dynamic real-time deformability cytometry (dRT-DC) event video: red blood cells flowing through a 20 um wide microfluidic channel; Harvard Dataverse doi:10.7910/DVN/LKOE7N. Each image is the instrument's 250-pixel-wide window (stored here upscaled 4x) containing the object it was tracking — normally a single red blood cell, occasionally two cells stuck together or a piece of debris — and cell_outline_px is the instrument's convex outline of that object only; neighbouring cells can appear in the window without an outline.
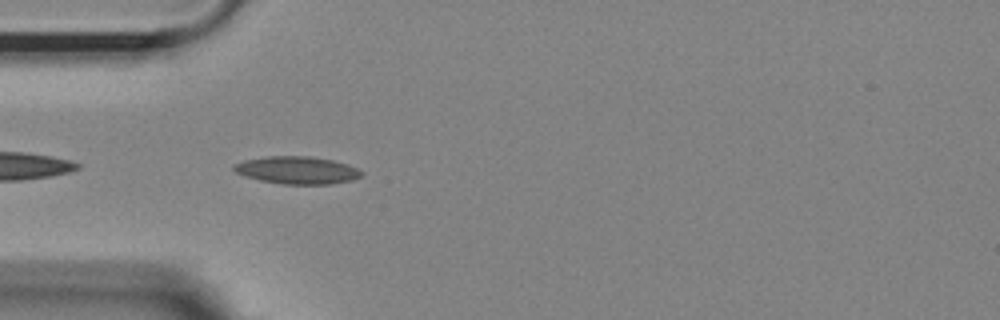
{"species": "Egyptian fruit bat (a non-hibernating species)", "species_latin": "Rousettus aegyptiacus", "temperature_condition": "room temperature", "stored_images_in_passage": 40, "camera_frame_rate_fps": 3000, "um_per_image_px": 0.085, "animal": {"sex": "female"}, "frame": {"image": 1, "passage_image": 2, "time_ms": 0.333, "image_size_px": [1000, 320], "cell_outline_px": [[364, 176], [352, 180], [332, 184], [280, 184], [260, 180], [244, 176], [236, 172], [232, 168], [232, 164], [244, 160], [268, 156], [312, 156], [332, 160], [348, 164], [364, 172]], "centroid_in_image_um": [25.26, 14.46], "position_along_channel_um": 59.7, "area_um2": 20.69}}
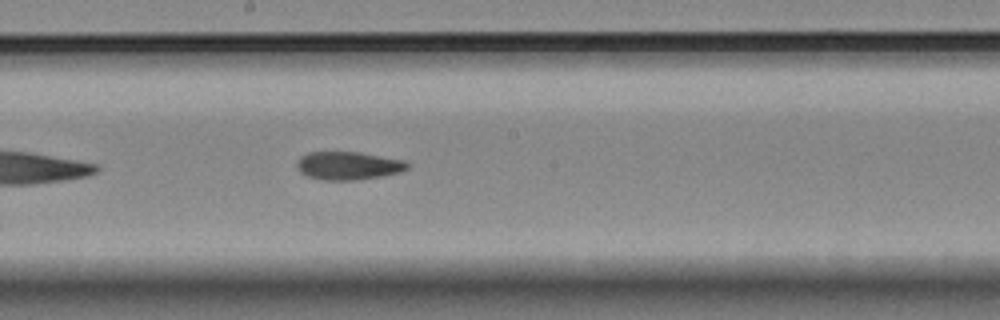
{"frame": {"image": 2, "passage_image": 15, "time_ms": 4.667, "image_size_px": [1000, 320], "cell_outline_px": [[412, 164], [408, 168], [400, 172], [384, 176], [356, 180], [320, 180], [304, 176], [296, 168], [296, 164], [308, 152], [360, 152], [404, 160]], "centroid_in_image_um": [29.63, 14.09], "position_along_channel_um": 218.6, "area_um2": 18.32}}
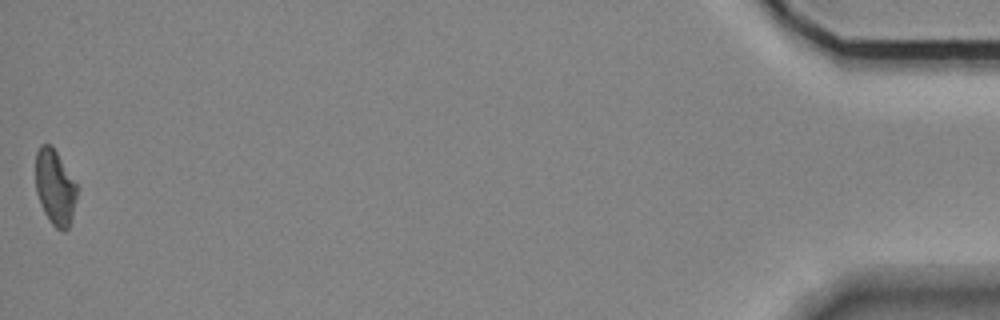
{"frame": {"image": 3, "passage_image": 40, "time_ms": 13.0, "image_size_px": [1000, 320], "cell_outline_px": [[76, 196], [72, 216], [68, 228], [64, 232], [56, 228], [52, 224], [44, 212], [40, 204], [36, 192], [36, 152], [40, 144], [52, 144], [76, 184]], "centroid_in_image_um": [4.65, 15.91], "position_along_channel_um": 430.6, "area_um2": 17.98}, "authors_computed_cell_mechanics": {"area_um2": 18.6405, "velocity_mm_per_s": 3.6932, "shape_relaxation_time_tau1_ms": null, "shape_relaxation_time_tau2_ms": 4.5378, "deformation_change_tau1": null, "deformation_change_tau2": 0.0986}}